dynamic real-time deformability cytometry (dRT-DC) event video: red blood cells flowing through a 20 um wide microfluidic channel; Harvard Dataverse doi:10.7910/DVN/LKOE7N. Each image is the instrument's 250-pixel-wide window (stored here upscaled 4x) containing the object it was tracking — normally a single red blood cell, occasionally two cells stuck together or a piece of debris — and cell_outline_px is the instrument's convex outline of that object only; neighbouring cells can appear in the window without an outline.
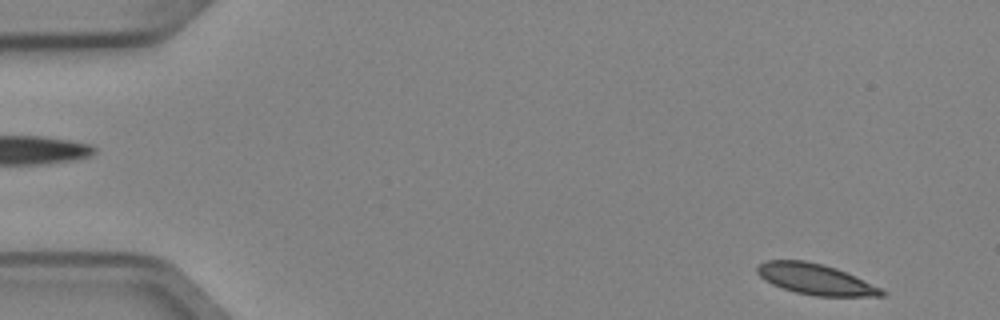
{"species": "Egyptian fruit bat (a non-hibernating species)", "species_latin": "Rousettus aegyptiacus", "temperature_condition": "cold", "stored_images_in_passage": 5, "segment_of_instrument_passage": [2, 2], "camera_frame_rate_fps": 3000, "um_per_image_px": 0.085, "animal": {"sex": "female"}, "frame": {"image": 1, "passage_image": 5, "time_ms": 1.333, "image_size_px": [1000, 320], "cell_outline_px": [[888, 292], [884, 296], [816, 296], [796, 292], [772, 284], [764, 280], [756, 272], [756, 268], [764, 260], [804, 260], [836, 268], [880, 288]], "centroid_in_image_um": [69.28, 23.73], "position_along_channel_um": 15.7, "area_um2": 22.02}}